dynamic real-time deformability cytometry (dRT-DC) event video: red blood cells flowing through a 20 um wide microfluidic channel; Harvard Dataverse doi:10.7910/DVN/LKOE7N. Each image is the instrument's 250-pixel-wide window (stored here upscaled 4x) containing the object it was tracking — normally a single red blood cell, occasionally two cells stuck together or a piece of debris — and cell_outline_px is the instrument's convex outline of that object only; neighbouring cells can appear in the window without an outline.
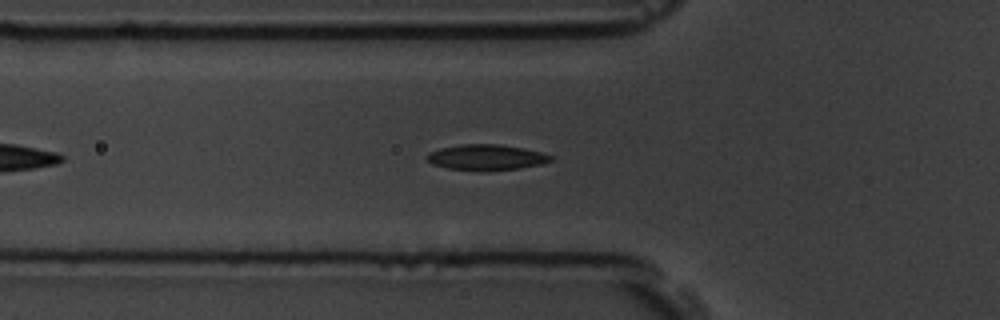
{"species": "common noctule bat (a hibernating species)", "species_latin": "Nyctalus noctula", "temperature_condition": "room temperature", "stored_images_in_passage": 45, "segment_of_instrument_passage": [1, 2], "camera_frame_rate_fps": 3000, "um_per_image_px": 0.085, "animal": {"sex": "male", "body_mass_g": 19.5, "forearm_length_mm": 54.6}, "frame": {"image": 1, "passage_image": 7, "time_ms": 2.0, "image_size_px": [1000, 320], "cell_outline_px": [[556, 156], [552, 160], [540, 164], [520, 168], [488, 172], [480, 172], [448, 168], [432, 164], [424, 156], [428, 152], [440, 148], [460, 144], [500, 144], [524, 148]], "centroid_in_image_um": [41.33, 13.38], "position_along_channel_um": 84.5, "area_um2": 18.96}}
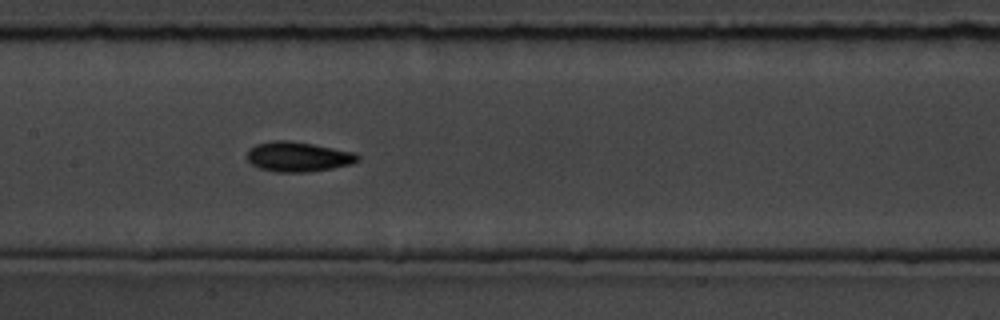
{"frame": {"image": 2, "passage_image": 15, "time_ms": 4.667, "image_size_px": [1000, 320], "cell_outline_px": [[360, 160], [352, 164], [332, 168], [308, 172], [276, 172], [260, 168], [252, 164], [248, 160], [248, 148], [256, 144], [272, 140], [292, 140], [356, 152], [360, 156]], "centroid_in_image_um": [25.37, 13.31], "position_along_channel_um": 182.0, "area_um2": 19.48}}
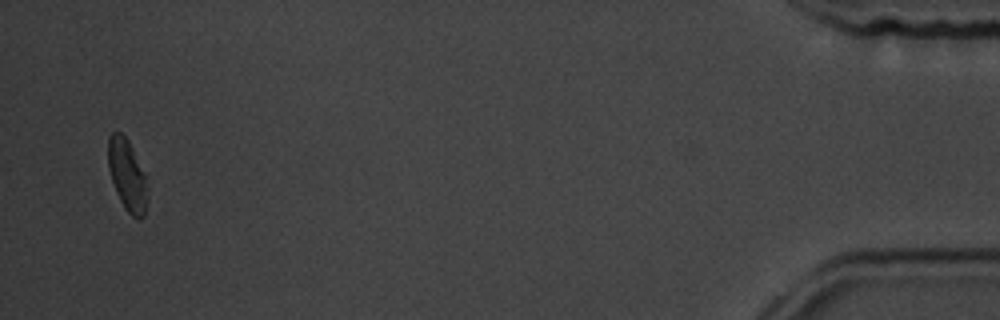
{"frame": {"image": 3, "passage_image": 42, "time_ms": 13.667, "image_size_px": [1000, 320], "cell_outline_px": [[144, 216], [140, 220], [132, 216], [124, 208], [116, 192], [108, 168], [108, 136], [112, 132], [120, 132], [128, 140], [132, 148], [144, 176]], "centroid_in_image_um": [10.73, 14.85], "position_along_channel_um": 424.5, "area_um2": 15.55}}